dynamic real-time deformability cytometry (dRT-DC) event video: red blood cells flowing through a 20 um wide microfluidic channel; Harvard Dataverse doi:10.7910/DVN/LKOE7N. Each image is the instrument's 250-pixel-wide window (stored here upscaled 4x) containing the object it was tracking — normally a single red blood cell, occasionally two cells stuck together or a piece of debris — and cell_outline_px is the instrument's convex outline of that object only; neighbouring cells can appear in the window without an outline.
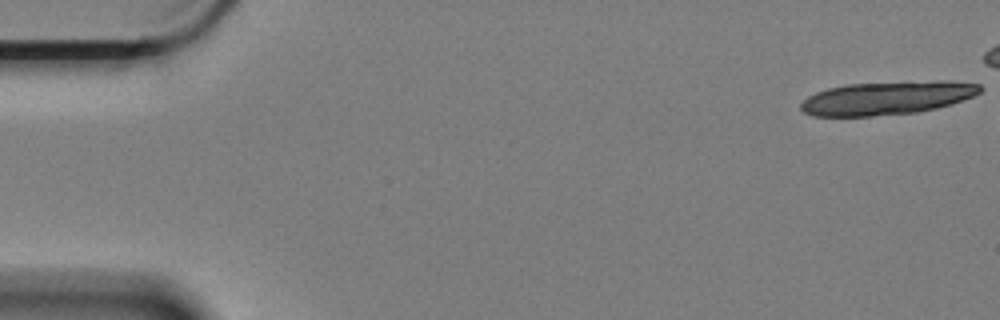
{"species": "Egyptian fruit bat (a non-hibernating species)", "species_latin": "Rousettus aegyptiacus", "temperature_condition": "cold", "stored_images_in_passage": 9, "camera_frame_rate_fps": 3000, "um_per_image_px": 0.085, "animal": {"sex": "female"}, "frame": {"image": 1, "passage_image": 1, "time_ms": 0.0, "image_size_px": [1000, 320], "cell_outline_px": [[984, 88], [980, 92], [972, 96], [952, 104], [936, 108], [916, 112], [872, 116], [812, 116], [804, 112], [800, 108], [800, 104], [808, 96], [816, 92], [828, 88], [848, 84], [980, 84]], "centroid_in_image_um": [75.22, 8.4], "position_along_channel_um": 9.8, "area_um2": 32.89}}